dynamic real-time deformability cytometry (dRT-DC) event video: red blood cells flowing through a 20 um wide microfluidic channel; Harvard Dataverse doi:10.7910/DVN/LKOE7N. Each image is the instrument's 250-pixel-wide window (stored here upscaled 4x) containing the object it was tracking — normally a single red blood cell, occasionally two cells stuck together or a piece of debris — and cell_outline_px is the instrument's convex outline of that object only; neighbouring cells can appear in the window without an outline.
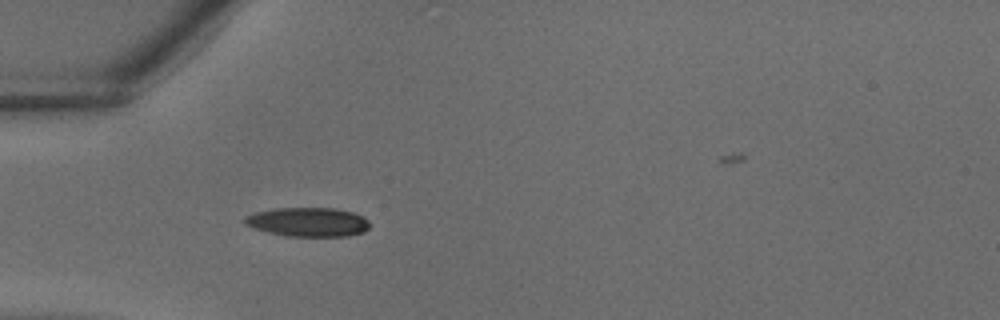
{"species": "common noctule bat (a hibernating species)", "species_latin": "Nyctalus noctula", "temperature_condition": "warm", "stored_images_in_passage": 33, "camera_frame_rate_fps": 3000, "um_per_image_px": 0.085, "animal": {"sex": "male", "body_mass_g": 18.8}, "frame": {"image": 1, "passage_image": 9, "time_ms": 2.667, "image_size_px": [1000, 320], "cell_outline_px": [[372, 224], [364, 232], [348, 236], [288, 236], [268, 232], [252, 228], [244, 224], [240, 220], [244, 216], [256, 212], [272, 208], [336, 208], [352, 212], [364, 216]], "centroid_in_image_um": [26.16, 18.86], "position_along_channel_um": 58.8, "area_um2": 21.56}}
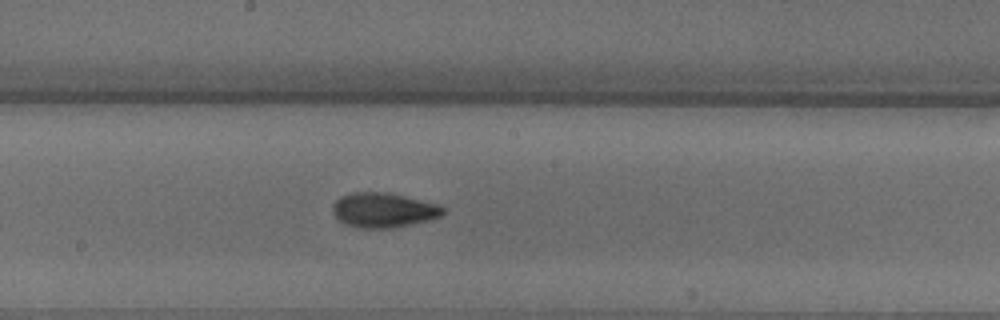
{"frame": {"image": 2, "passage_image": 18, "time_ms": 5.667, "image_size_px": [1000, 320], "cell_outline_px": [[444, 212], [440, 216], [428, 220], [392, 228], [356, 228], [344, 224], [332, 212], [332, 204], [340, 196], [356, 192], [384, 192], [436, 204], [444, 208]], "centroid_in_image_um": [32.53, 17.87], "position_along_channel_um": 215.7, "area_um2": 22.02}}
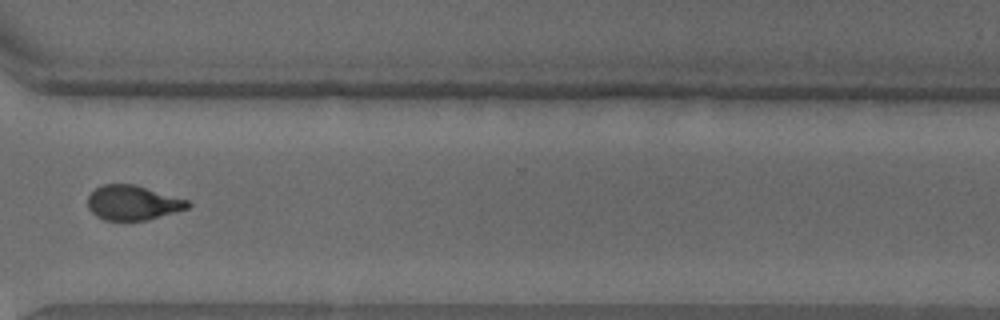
{"frame": {"image": 3, "passage_image": 26, "time_ms": 8.333, "image_size_px": [1000, 320], "cell_outline_px": [[192, 204], [188, 208], [148, 220], [104, 220], [96, 216], [88, 208], [88, 196], [96, 188], [104, 184], [136, 184], [188, 200]], "centroid_in_image_um": [11.29, 17.23], "position_along_channel_um": 359.3, "area_um2": 20.23}}